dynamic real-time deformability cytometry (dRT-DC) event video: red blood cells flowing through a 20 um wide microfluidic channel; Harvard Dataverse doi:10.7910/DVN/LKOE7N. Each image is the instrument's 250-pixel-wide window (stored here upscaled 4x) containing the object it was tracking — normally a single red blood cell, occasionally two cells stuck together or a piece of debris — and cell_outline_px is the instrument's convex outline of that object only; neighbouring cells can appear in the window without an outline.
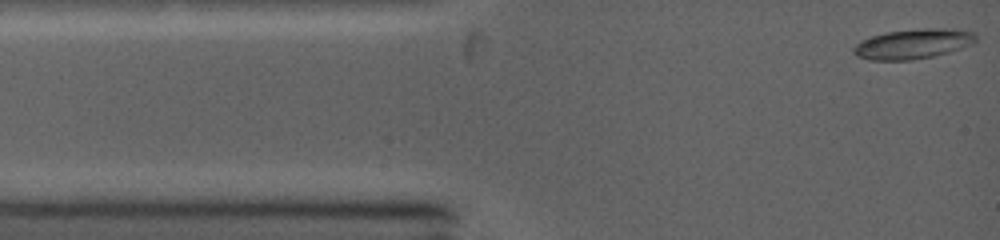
{"species": "common noctule bat (a hibernating species)", "species_latin": "Nyctalus noctula", "temperature_condition": "warm", "stored_images_in_passage": 25, "camera_frame_rate_fps": 5000, "um_per_image_px": 0.085, "animal": {"sex": "female", "body_mass_g": 19.0, "forearm_length_mm": 53.3}, "frame": {"image": 1, "passage_image": 1, "time_ms": 0.0, "image_size_px": [1000, 240], "cell_outline_px": [[976, 40], [972, 44], [948, 52], [932, 56], [912, 60], [868, 60], [856, 56], [852, 52], [852, 48], [860, 40], [872, 36], [888, 32], [920, 28], [956, 28], [976, 32]], "centroid_in_image_um": [77.61, 3.72], "position_along_channel_um": 7.4, "area_um2": 21.5}}
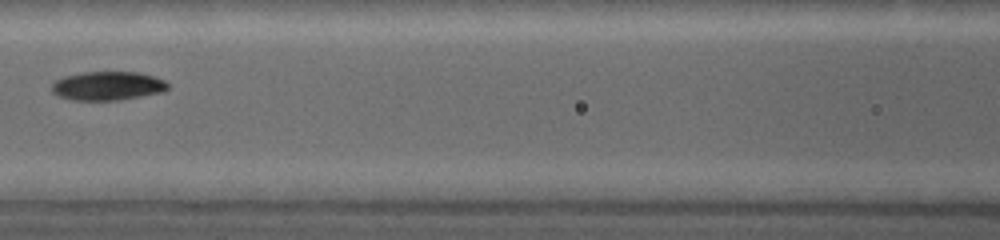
{"frame": {"image": 2, "passage_image": 11, "time_ms": 4.8, "image_size_px": [1000, 240], "cell_outline_px": [[168, 88], [164, 92], [120, 100], [72, 100], [60, 96], [52, 92], [52, 84], [56, 80], [64, 76], [84, 72], [136, 72], [152, 76], [164, 80], [168, 84]], "centroid_in_image_um": [9.16, 7.3], "position_along_channel_um": 157.4, "area_um2": 19.42}}
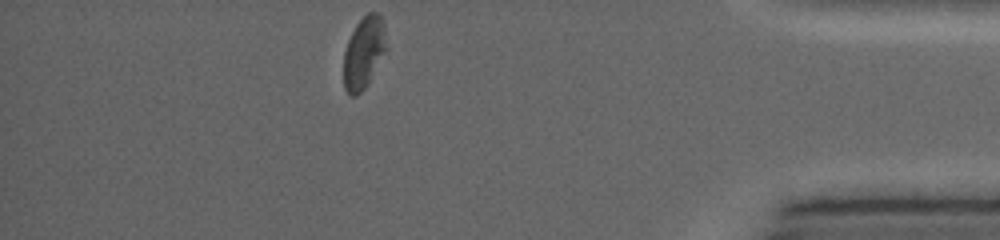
{"frame": {"image": 3, "passage_image": 25, "time_ms": 11.6, "image_size_px": [1000, 240], "cell_outline_px": [[384, 48], [368, 84], [356, 96], [348, 96], [344, 88], [344, 52], [348, 40], [356, 24], [368, 12], [376, 12], [380, 16], [384, 28]], "centroid_in_image_um": [30.86, 4.5], "position_along_channel_um": 404.3, "area_um2": 17.17}, "authors_computed_cell_mechanics": {"area_um2": 19.3052, "velocity_mm_per_s": 4.2617, "shape_relaxation_time_tau1_ms": 5.9904, "shape_relaxation_time_tau2_ms": null, "deformation_change_tau1": 0.1584, "deformation_change_tau2": null}}